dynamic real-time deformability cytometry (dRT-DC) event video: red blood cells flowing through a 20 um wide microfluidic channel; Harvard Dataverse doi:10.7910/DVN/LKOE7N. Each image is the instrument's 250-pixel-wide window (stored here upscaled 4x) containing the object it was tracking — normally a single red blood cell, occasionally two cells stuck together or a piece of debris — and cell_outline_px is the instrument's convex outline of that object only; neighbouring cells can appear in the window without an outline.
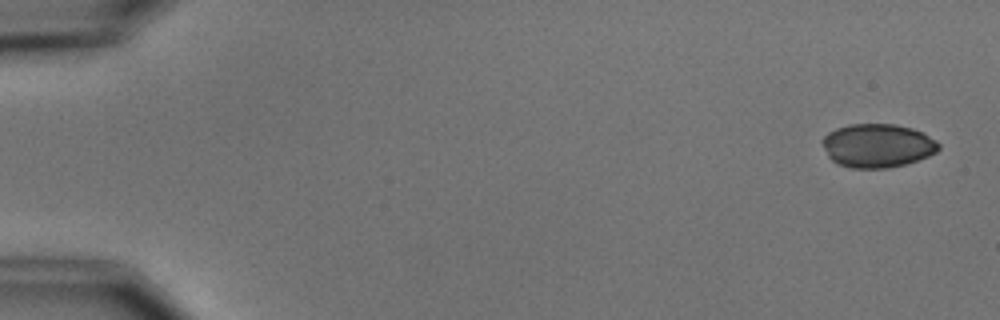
{"species": "common noctule bat (a hibernating species)", "species_latin": "Nyctalus noctula", "temperature_condition": "cold", "stored_images_in_passage": 5, "camera_frame_rate_fps": 3000, "um_per_image_px": 0.085, "animal": {"sex": "male", "body_mass_g": 15.6}, "frame": {"image": 1, "passage_image": 1, "time_ms": 0.0, "image_size_px": [1000, 320], "cell_outline_px": [[940, 148], [936, 152], [928, 156], [904, 164], [888, 168], [852, 168], [836, 164], [828, 156], [820, 140], [828, 132], [836, 128], [848, 124], [896, 124], [912, 128], [924, 132], [936, 140], [940, 144]], "centroid_in_image_um": [74.57, 12.37], "position_along_channel_um": 10.4, "area_um2": 29.82}}
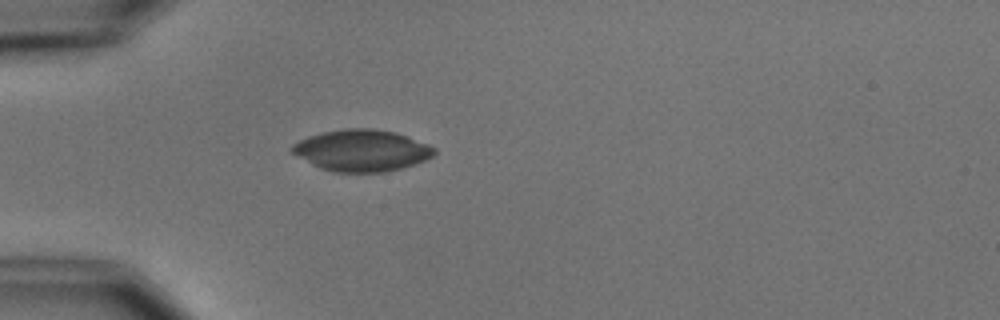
{"frame": {"image": 2, "passage_image": 5, "time_ms": 4.667, "image_size_px": [1000, 320], "cell_outline_px": [[436, 152], [432, 156], [424, 160], [400, 168], [384, 172], [336, 172], [320, 168], [312, 164], [292, 152], [288, 148], [292, 144], [308, 136], [324, 132], [344, 128], [372, 128], [396, 132], [408, 136], [428, 144], [436, 148]], "centroid_in_image_um": [30.74, 12.77], "position_along_channel_um": 54.3, "area_um2": 34.33}}